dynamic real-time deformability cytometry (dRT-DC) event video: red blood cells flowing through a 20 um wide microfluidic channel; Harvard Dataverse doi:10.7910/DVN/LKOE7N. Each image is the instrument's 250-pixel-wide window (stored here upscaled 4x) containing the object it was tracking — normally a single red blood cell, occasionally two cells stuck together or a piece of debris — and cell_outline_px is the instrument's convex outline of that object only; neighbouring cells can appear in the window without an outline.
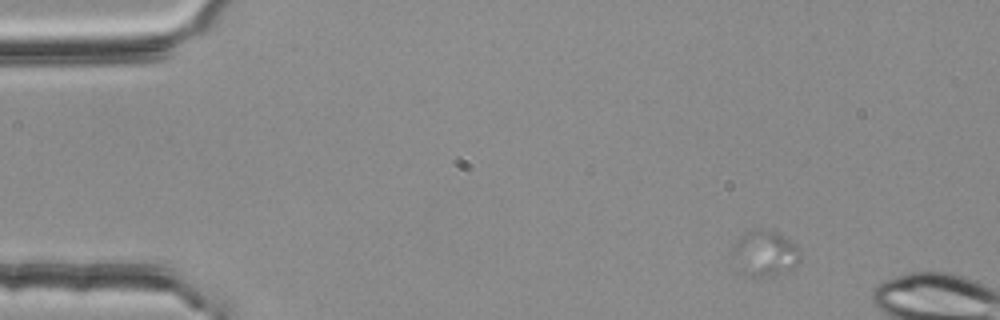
{"species": "common noctule bat (a hibernating species)", "species_latin": "Nyctalus noctula", "temperature_condition": "room temperature", "stored_images_in_passage": 8, "segment_of_instrument_passage": [1, 2], "camera_frame_rate_fps": 3000, "um_per_image_px": 0.085, "animal": {"sex": "female", "body_mass_g": 25.1}, "frame": {"image": 1, "passage_image": 3, "time_ms": 0.667, "image_size_px": [1000, 320], "cell_outline_px": [[800, 260], [780, 272], [772, 276], [752, 276], [732, 248], [740, 236], [744, 232], [756, 228], [764, 228], [776, 232], [796, 244], [800, 252]], "centroid_in_image_um": [65.1, 21.42], "position_along_channel_um": 19.9, "area_um2": 16.65}}